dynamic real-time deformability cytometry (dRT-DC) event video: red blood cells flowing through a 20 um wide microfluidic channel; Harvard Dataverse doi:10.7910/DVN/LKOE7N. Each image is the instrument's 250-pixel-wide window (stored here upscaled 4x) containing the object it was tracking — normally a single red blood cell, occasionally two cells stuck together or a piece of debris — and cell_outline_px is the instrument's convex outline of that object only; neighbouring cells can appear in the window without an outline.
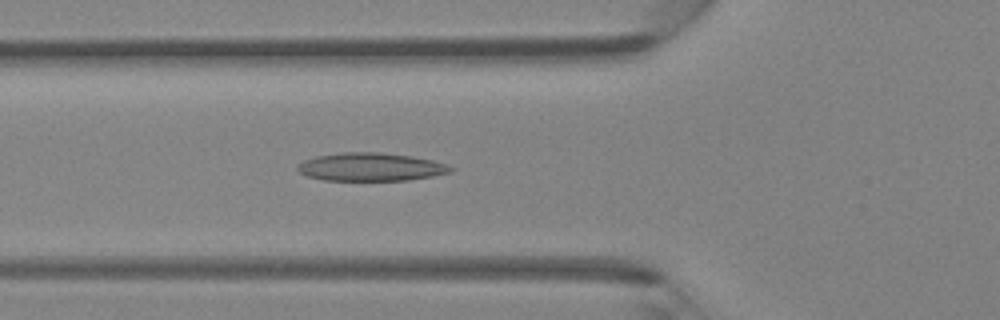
{"species": "Egyptian fruit bat (a non-hibernating species)", "species_latin": "Rousettus aegyptiacus", "temperature_condition": "room temperature", "stored_images_in_passage": 42, "camera_frame_rate_fps": 3000, "um_per_image_px": 0.085, "animal": {"sex": "female"}, "frame": {"image": 1, "passage_image": 13, "time_ms": 4.0, "image_size_px": [1000, 320], "cell_outline_px": [[456, 168], [452, 172], [432, 176], [408, 180], [324, 180], [308, 176], [300, 172], [296, 168], [296, 164], [304, 160], [316, 156], [340, 152], [380, 152], [412, 156], [432, 160], [448, 164]], "centroid_in_image_um": [31.53, 14.18], "position_along_channel_um": 94.3, "area_um2": 25.26}}
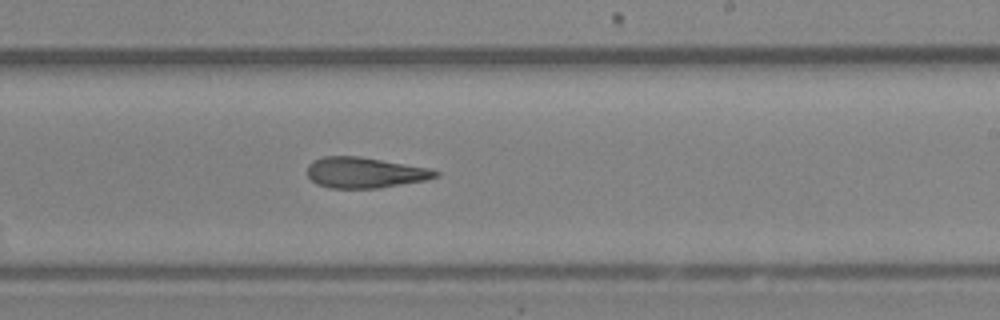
{"frame": {"image": 2, "passage_image": 24, "time_ms": 7.667, "image_size_px": [1000, 320], "cell_outline_px": [[440, 176], [424, 180], [376, 188], [328, 188], [316, 184], [308, 176], [308, 164], [312, 160], [324, 156], [360, 156], [428, 168], [440, 172]], "centroid_in_image_um": [30.97, 14.66], "position_along_channel_um": 258.0, "area_um2": 22.83}}
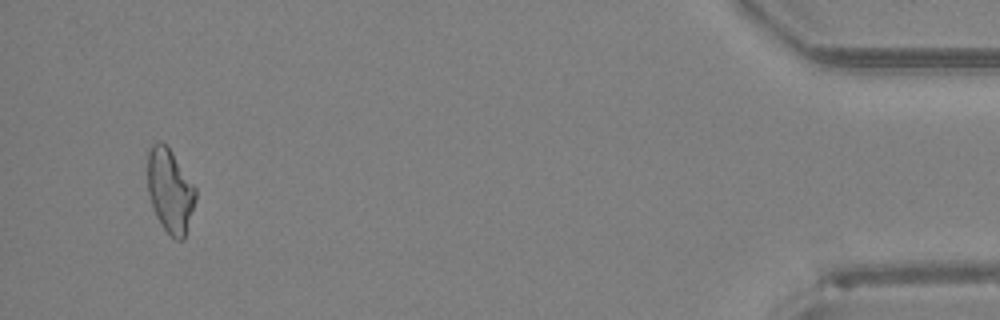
{"frame": {"image": 3, "passage_image": 40, "time_ms": 13.0, "image_size_px": [1000, 320], "cell_outline_px": [[196, 200], [184, 240], [176, 240], [160, 224], [156, 216], [148, 192], [148, 152], [152, 144], [160, 140], [172, 152], [196, 188]], "centroid_in_image_um": [14.46, 16.22], "position_along_channel_um": 420.7, "area_um2": 23.29}}